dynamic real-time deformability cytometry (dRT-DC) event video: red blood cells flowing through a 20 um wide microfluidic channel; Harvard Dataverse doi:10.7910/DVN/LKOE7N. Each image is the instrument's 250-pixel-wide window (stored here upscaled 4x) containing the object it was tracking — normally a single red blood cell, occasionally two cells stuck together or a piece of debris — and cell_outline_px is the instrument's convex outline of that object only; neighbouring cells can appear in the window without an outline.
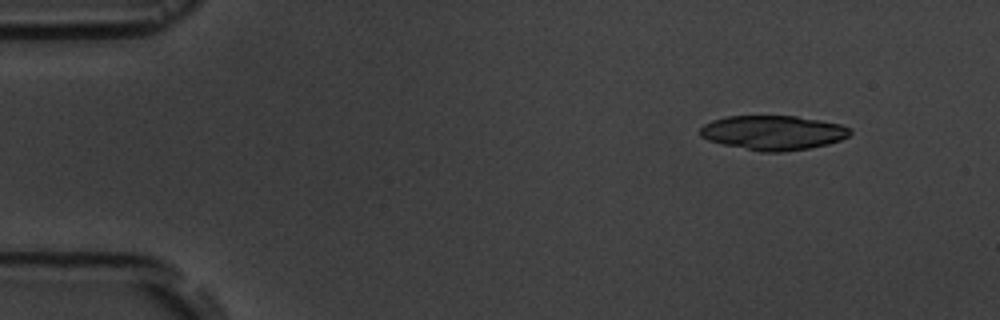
{"species": "common noctule bat (a hibernating species)", "species_latin": "Nyctalus noctula", "temperature_condition": "room temperature", "stored_images_in_passage": 5, "camera_frame_rate_fps": 3000, "um_per_image_px": 0.085, "animal": {"sex": "male", "body_mass_g": 19.5, "forearm_length_mm": 54.6}, "frame": {"image": 1, "passage_image": 2, "time_ms": 1.333, "image_size_px": [1000, 320], "cell_outline_px": [[852, 132], [848, 136], [840, 140], [828, 144], [808, 148], [784, 152], [760, 152], [724, 144], [708, 140], [700, 136], [700, 128], [704, 124], [712, 120], [728, 116], [796, 116], [820, 120], [840, 124], [848, 128]], "centroid_in_image_um": [65.7, 11.28], "position_along_channel_um": 19.3, "area_um2": 30.06}}